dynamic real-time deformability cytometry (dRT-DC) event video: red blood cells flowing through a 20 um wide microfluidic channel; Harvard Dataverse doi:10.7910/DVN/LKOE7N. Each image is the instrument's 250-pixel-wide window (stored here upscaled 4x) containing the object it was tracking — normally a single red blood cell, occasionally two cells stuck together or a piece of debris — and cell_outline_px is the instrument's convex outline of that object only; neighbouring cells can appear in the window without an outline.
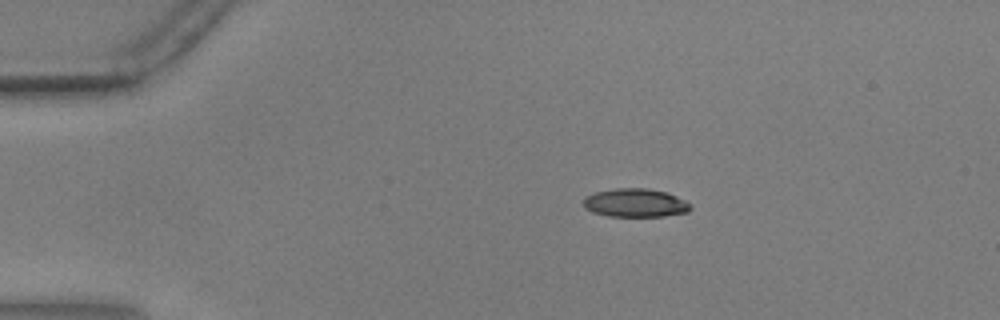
{"species": "common noctule bat (a hibernating species)", "species_latin": "Nyctalus noctula", "temperature_condition": "warm", "stored_images_in_passage": 51, "camera_frame_rate_fps": 3000, "um_per_image_px": 0.085, "animal": {"sex": "male", "body_mass_g": 17.9, "forearm_length_mm": 54.2}, "frame": {"image": 1, "passage_image": 6, "time_ms": 1.667, "image_size_px": [1000, 320], "cell_outline_px": [[692, 208], [688, 212], [664, 216], [608, 216], [592, 212], [584, 208], [584, 196], [596, 192], [612, 188], [648, 188], [668, 192], [692, 204]], "centroid_in_image_um": [54.01, 17.24], "position_along_channel_um": 31.0, "area_um2": 17.98}}
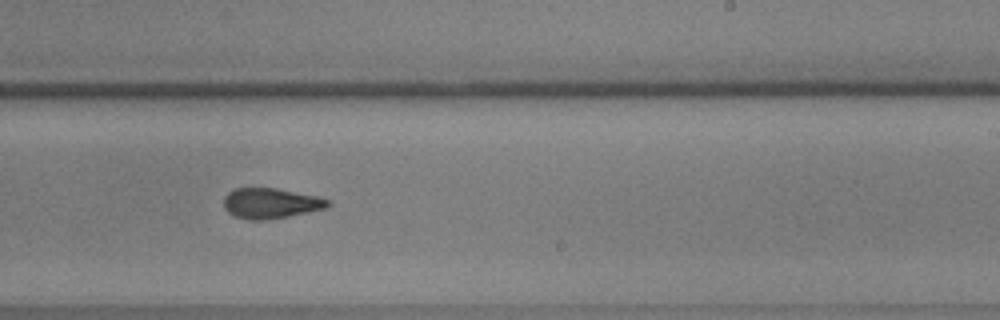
{"frame": {"image": 2, "passage_image": 30, "time_ms": 9.667, "image_size_px": [1000, 320], "cell_outline_px": [[332, 204], [324, 208], [308, 212], [288, 216], [264, 220], [252, 220], [236, 216], [228, 212], [224, 208], [224, 196], [228, 192], [236, 188], [276, 188], [316, 196], [328, 200]], "centroid_in_image_um": [22.99, 17.27], "position_along_channel_um": 266.0, "area_um2": 18.21}}
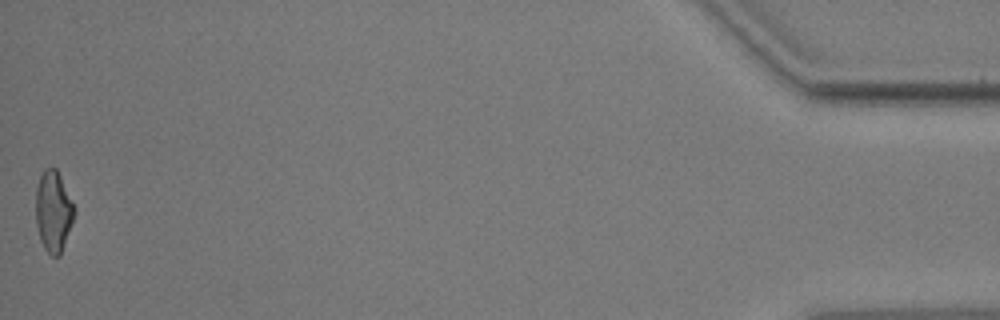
{"frame": {"image": 3, "passage_image": 51, "time_ms": 16.667, "image_size_px": [1000, 320], "cell_outline_px": [[76, 212], [60, 256], [52, 256], [44, 248], [40, 240], [36, 224], [36, 188], [40, 176], [44, 168], [56, 168], [76, 208]], "centroid_in_image_um": [4.54, 17.97], "position_along_channel_um": 430.7, "area_um2": 18.21}, "authors_computed_cell_mechanics": {"area_um2": 18.3226, "velocity_mm_per_s": 3.6453, "shape_relaxation_time_tau1_ms": 5.0804, "shape_relaxation_time_tau2_ms": 2.2235, "deformation_change_tau1": 0.1852, "deformation_change_tau2": 0.088}}